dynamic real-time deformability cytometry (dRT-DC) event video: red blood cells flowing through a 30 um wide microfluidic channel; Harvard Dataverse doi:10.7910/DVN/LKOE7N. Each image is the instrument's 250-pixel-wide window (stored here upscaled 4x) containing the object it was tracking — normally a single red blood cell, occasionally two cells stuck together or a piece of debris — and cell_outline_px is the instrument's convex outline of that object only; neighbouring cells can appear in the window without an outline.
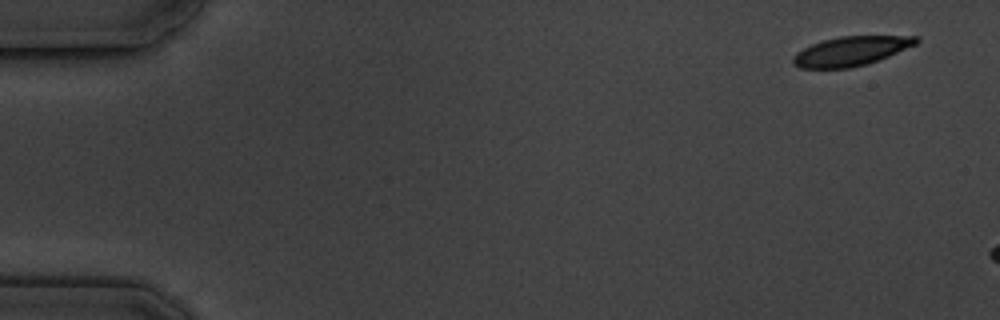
{"species": "common noctule bat (a hibernating species)", "species_latin": "Nyctalus noctula", "temperature_condition": "cold", "stored_images_in_passage": 3, "camera_frame_rate_fps": 3000, "um_per_image_px": 0.085, "animal": {"sex": "male", "body_mass_g": 19.5, "forearm_length_mm": 54.6}, "frame": {"image": 1, "passage_image": 1, "time_ms": 0.0, "image_size_px": [1000, 320], "cell_outline_px": [[920, 40], [916, 44], [888, 56], [868, 64], [848, 68], [800, 68], [792, 64], [792, 56], [796, 52], [812, 44], [824, 40], [840, 36], [920, 36]], "centroid_in_image_um": [72.32, 4.34], "position_along_channel_um": 12.7, "area_um2": 20.98}}